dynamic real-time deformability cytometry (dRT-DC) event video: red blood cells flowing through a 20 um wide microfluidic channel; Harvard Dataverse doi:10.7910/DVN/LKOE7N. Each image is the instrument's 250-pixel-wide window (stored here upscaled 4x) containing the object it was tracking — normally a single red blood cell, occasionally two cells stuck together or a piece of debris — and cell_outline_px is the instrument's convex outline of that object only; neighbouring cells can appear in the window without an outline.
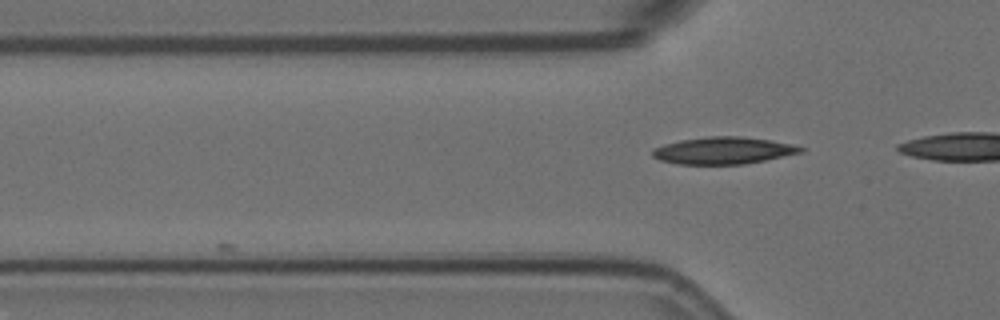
{"species": "Egyptian fruit bat (a non-hibernating species)", "species_latin": "Rousettus aegyptiacus", "temperature_condition": "room temperature", "stored_images_in_passage": 6, "camera_frame_rate_fps": 3000, "um_per_image_px": 0.085, "animal": {"sex": "female"}, "frame": {"image": 1, "passage_image": 6, "time_ms": 1.667, "image_size_px": [1000, 320], "cell_outline_px": [[804, 152], [744, 164], [676, 164], [660, 160], [652, 156], [652, 148], [664, 144], [680, 140], [708, 136], [740, 136], [772, 140], [792, 144], [804, 148]], "centroid_in_image_um": [61.47, 12.79], "position_along_channel_um": 64.3, "area_um2": 23.41}}